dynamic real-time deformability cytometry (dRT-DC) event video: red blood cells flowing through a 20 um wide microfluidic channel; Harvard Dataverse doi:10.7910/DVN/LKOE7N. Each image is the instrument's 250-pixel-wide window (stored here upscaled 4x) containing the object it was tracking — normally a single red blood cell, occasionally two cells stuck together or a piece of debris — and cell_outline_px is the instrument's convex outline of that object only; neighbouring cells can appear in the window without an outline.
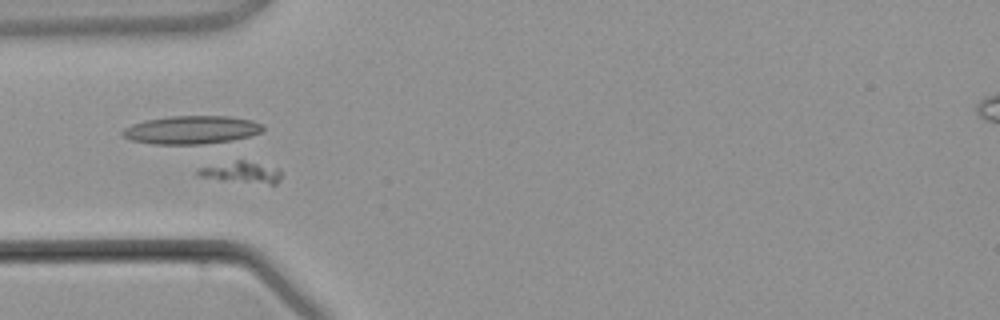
{"species": "common noctule bat (a hibernating species)", "species_latin": "Nyctalus noctula", "temperature_condition": "warm", "stored_images_in_passage": 4, "camera_frame_rate_fps": 3000, "um_per_image_px": 0.085, "animal": {"sex": "male", "body_mass_g": 21.5, "forearm_length_mm": 52.0}, "frame": {"image": 1, "passage_image": 4, "time_ms": 3.667, "image_size_px": [1000, 320], "cell_outline_px": [[280, 180], [276, 184], [268, 184], [220, 180], [196, 176], [196, 168], [236, 160], [244, 160], [280, 168]], "centroid_in_image_um": [20.5, 14.65], "position_along_channel_um": 64.5, "area_um2": 10.58}}